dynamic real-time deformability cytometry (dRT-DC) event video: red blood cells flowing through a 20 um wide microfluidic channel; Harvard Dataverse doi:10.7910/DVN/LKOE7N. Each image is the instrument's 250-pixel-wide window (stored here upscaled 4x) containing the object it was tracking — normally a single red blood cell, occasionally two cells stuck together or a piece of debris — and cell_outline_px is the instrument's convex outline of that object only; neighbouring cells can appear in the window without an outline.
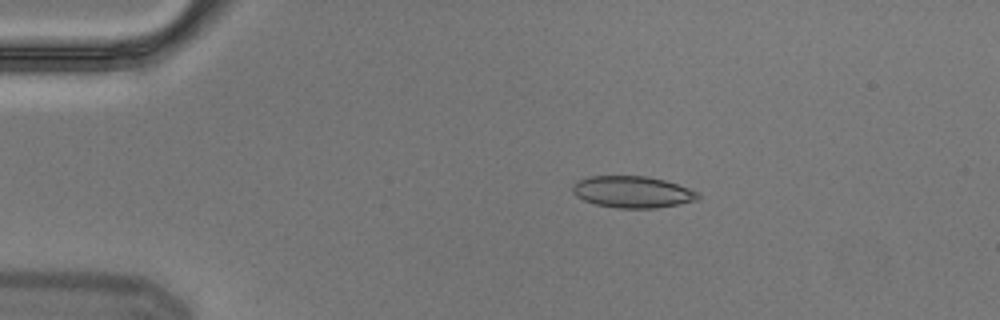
{"species": "Egyptian fruit bat (a non-hibernating species)", "species_latin": "Rousettus aegyptiacus", "temperature_condition": "cold", "stored_images_in_passage": 3, "camera_frame_rate_fps": 3000, "um_per_image_px": 0.085, "animal": {"sex": "male"}, "frame": {"image": 1, "passage_image": 2, "time_ms": 0.333, "image_size_px": [1000, 320], "cell_outline_px": [[700, 196], [696, 200], [680, 204], [656, 208], [616, 208], [596, 204], [584, 200], [576, 196], [572, 192], [572, 184], [576, 180], [588, 176], [644, 176], [664, 180], [700, 192]], "centroid_in_image_um": [53.73, 16.31], "position_along_channel_um": 31.3, "area_um2": 23.24}}